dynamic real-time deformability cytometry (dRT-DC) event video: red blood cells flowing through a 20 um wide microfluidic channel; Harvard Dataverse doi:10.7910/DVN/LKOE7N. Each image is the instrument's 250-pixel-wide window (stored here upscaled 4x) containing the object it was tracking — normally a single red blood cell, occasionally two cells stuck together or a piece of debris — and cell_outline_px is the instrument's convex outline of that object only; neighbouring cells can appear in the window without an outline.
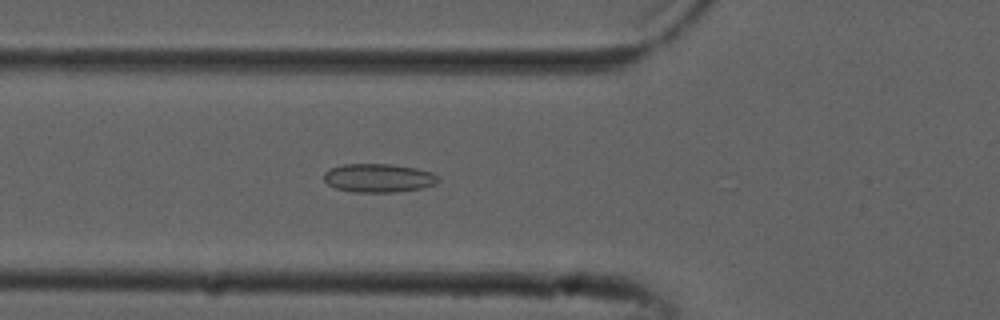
{"species": "common noctule bat (a hibernating species)", "species_latin": "Nyctalus noctula", "temperature_condition": "cold", "stored_images_in_passage": 53, "camera_frame_rate_fps": 3000, "um_per_image_px": 0.085, "animal": {"sex": "male", "forearm_length_mm": 52.5}, "frame": {"image": 1, "passage_image": 19, "time_ms": 6.0, "image_size_px": [1000, 320], "cell_outline_px": [[440, 180], [436, 184], [424, 188], [396, 192], [352, 192], [336, 188], [328, 184], [324, 180], [324, 172], [332, 168], [344, 164], [392, 164], [416, 168], [432, 172], [440, 176]], "centroid_in_image_um": [32.23, 15.13], "position_along_channel_um": 93.6, "area_um2": 19.25}}
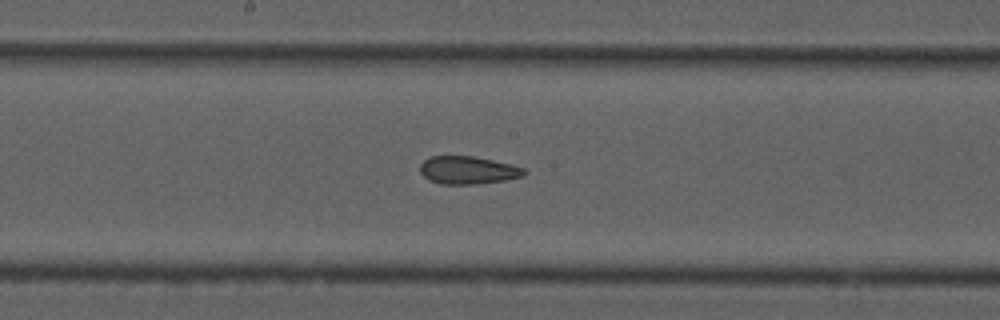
{"frame": {"image": 2, "passage_image": 28, "time_ms": 9.0, "image_size_px": [1000, 320], "cell_outline_px": [[528, 172], [524, 176], [504, 180], [476, 184], [440, 184], [428, 180], [420, 172], [420, 164], [424, 160], [432, 156], [472, 156], [492, 160], [524, 168]], "centroid_in_image_um": [39.75, 14.47], "position_along_channel_um": 208.4, "area_um2": 16.82}}
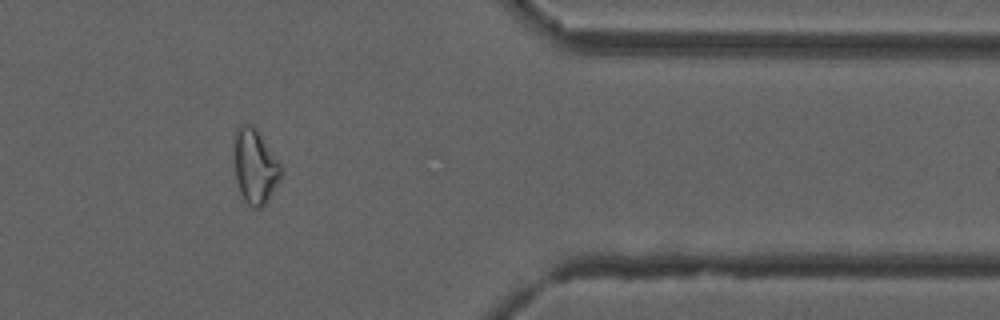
{"frame": {"image": 3, "passage_image": 44, "time_ms": 14.333, "image_size_px": [1000, 320], "cell_outline_px": [[284, 172], [268, 200], [260, 208], [248, 208], [240, 192], [236, 180], [236, 128], [240, 124], [252, 124], [256, 128], [284, 168]], "centroid_in_image_um": [21.72, 14.18], "position_along_channel_um": 389.7, "area_um2": 20.29}, "authors_computed_cell_mechanics": {"area_um2": 20.2878, "velocity_mm_per_s": 3.8108, "shape_relaxation_time_tau1_ms": null, "shape_relaxation_time_tau2_ms": 3.4033, "deformation_change_tau1": null, "deformation_change_tau2": 0.1018}}